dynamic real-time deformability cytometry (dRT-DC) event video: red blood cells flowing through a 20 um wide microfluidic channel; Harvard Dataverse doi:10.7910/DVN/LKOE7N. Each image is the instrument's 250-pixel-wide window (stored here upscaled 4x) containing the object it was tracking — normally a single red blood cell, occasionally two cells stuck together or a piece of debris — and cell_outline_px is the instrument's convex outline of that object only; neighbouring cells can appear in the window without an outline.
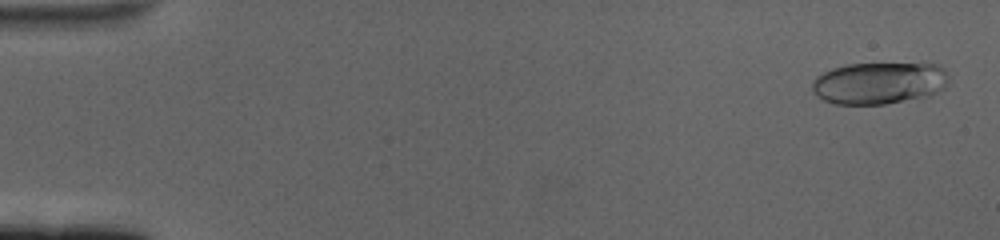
{"species": "human", "species_latin": "Homo sapiens", "temperature_condition": "cold", "stored_images_in_passage": 60, "camera_frame_rate_fps": 3000, "um_per_image_px": 0.085, "donor": {"sex": "female"}, "frame": {"image": 1, "passage_image": 2, "time_ms": 0.333, "image_size_px": [1000, 240], "cell_outline_px": [[948, 84], [944, 88], [932, 96], [884, 104], [832, 104], [816, 96], [812, 92], [812, 80], [816, 76], [832, 68], [848, 64], [924, 60], [940, 64], [948, 72]], "centroid_in_image_um": [74.82, 7.0], "position_along_channel_um": 10.2, "area_um2": 35.14}}
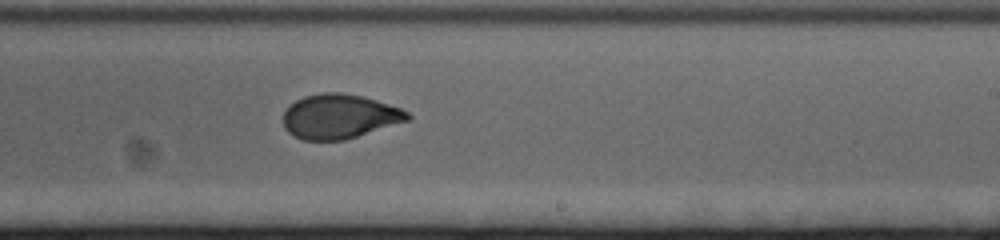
{"frame": {"image": 2, "passage_image": 37, "time_ms": 12.0, "image_size_px": [1000, 240], "cell_outline_px": [[412, 120], [344, 140], [304, 140], [288, 132], [284, 128], [284, 112], [296, 100], [304, 96], [324, 92], [340, 92], [364, 96], [400, 108], [408, 112], [412, 116]], "centroid_in_image_um": [28.9, 9.89], "position_along_channel_um": 260.1, "area_um2": 32.25}}
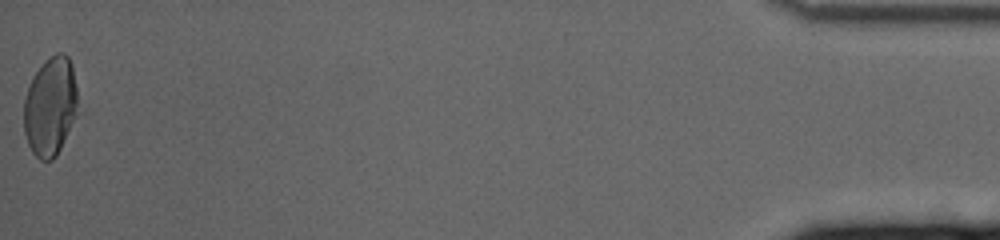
{"frame": {"image": 3, "passage_image": 60, "time_ms": 19.667, "image_size_px": [1000, 240], "cell_outline_px": [[76, 104], [72, 120], [60, 148], [56, 156], [52, 160], [40, 160], [32, 152], [28, 144], [24, 132], [24, 100], [28, 88], [36, 72], [56, 52], [64, 52], [68, 56], [72, 64], [76, 88]], "centroid_in_image_um": [4.25, 9.05], "position_along_channel_um": 431.0, "area_um2": 30.17}, "authors_computed_cell_mechanics": {"area_um2": 32.8882, "velocity_mm_per_s": 3.3943, "shape_relaxation_time_tau1_ms": 5.7704, "shape_relaxation_time_tau2_ms": 1.1886, "deformation_change_tau1": 0.1792, "deformation_change_tau2": 0.0607}}